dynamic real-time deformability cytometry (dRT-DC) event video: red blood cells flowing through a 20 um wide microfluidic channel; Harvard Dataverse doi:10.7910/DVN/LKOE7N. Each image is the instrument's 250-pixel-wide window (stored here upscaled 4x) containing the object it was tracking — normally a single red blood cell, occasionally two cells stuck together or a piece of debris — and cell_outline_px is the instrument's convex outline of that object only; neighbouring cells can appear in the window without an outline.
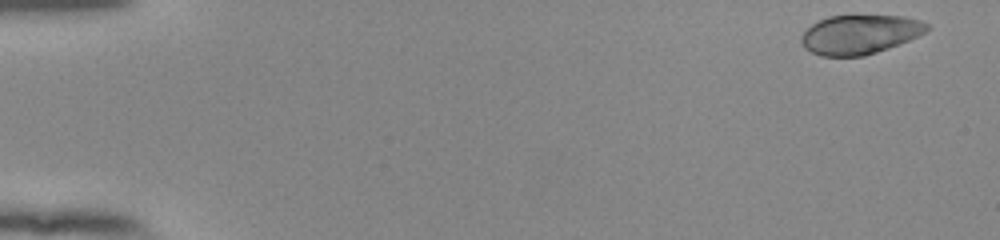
{"species": "human", "species_latin": "Homo sapiens", "temperature_condition": "room temperature", "stored_images_in_passage": 53, "camera_frame_rate_fps": 3000, "um_per_image_px": 0.085, "donor": {"sex": "female"}, "frame": {"image": 1, "passage_image": 2, "time_ms": 0.333, "image_size_px": [1000, 240], "cell_outline_px": [[932, 28], [908, 40], [888, 48], [864, 56], [820, 56], [804, 48], [800, 40], [800, 36], [812, 24], [828, 16], [904, 16], [920, 20], [928, 24]], "centroid_in_image_um": [73.07, 2.93], "position_along_channel_um": 11.9, "area_um2": 28.55}}
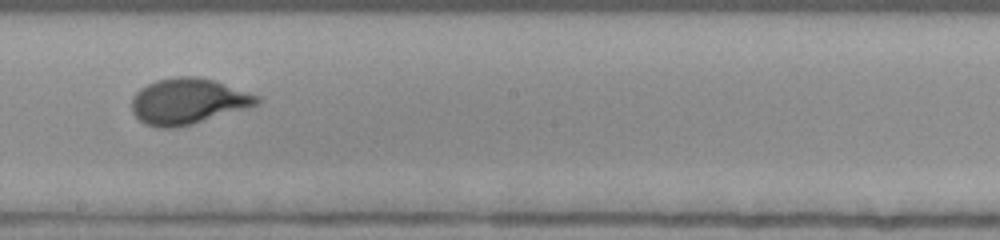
{"frame": {"image": 2, "passage_image": 31, "time_ms": 10.0, "image_size_px": [1000, 240], "cell_outline_px": [[260, 104], [248, 108], [192, 124], [176, 128], [156, 128], [144, 124], [132, 112], [132, 96], [140, 88], [156, 80], [176, 76], [196, 76], [216, 80], [260, 96]], "centroid_in_image_um": [15.99, 8.61], "position_along_channel_um": 232.2, "area_um2": 33.81}}
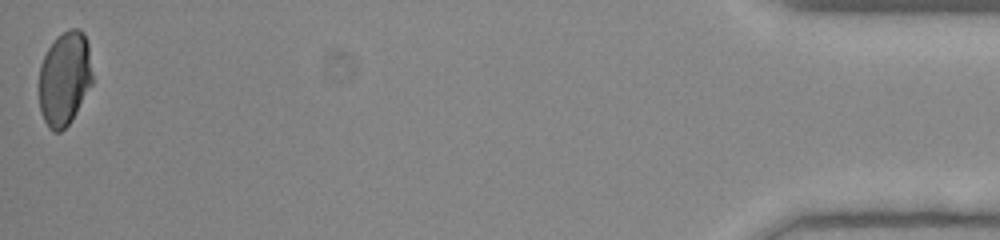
{"frame": {"image": 3, "passage_image": 53, "time_ms": 17.333, "image_size_px": [1000, 240], "cell_outline_px": [[92, 84], [72, 120], [60, 132], [52, 132], [48, 128], [40, 112], [40, 64], [48, 48], [68, 28], [80, 28], [84, 32], [88, 44], [92, 72]], "centroid_in_image_um": [5.5, 6.69], "position_along_channel_um": 429.7, "area_um2": 29.19}, "authors_computed_cell_mechanics": {"area_um2": 31.6166, "velocity_mm_per_s": 3.8757, "shape_relaxation_time_tau1_ms": 5.7913, "shape_relaxation_time_tau2_ms": null, "deformation_change_tau1": 0.1703, "deformation_change_tau2": null}}